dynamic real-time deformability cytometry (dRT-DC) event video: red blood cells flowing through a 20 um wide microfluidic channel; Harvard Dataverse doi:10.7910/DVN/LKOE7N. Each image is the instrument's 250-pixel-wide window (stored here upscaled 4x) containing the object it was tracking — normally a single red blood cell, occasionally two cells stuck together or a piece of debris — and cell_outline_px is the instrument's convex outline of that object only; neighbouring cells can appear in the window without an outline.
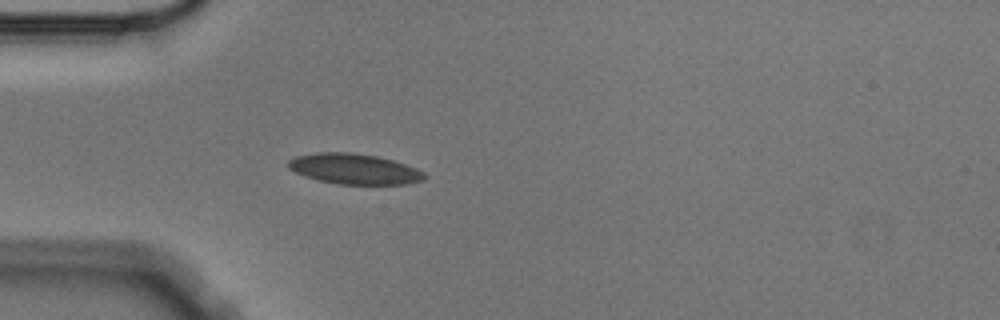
{"species": "Egyptian fruit bat (a non-hibernating species)", "species_latin": "Rousettus aegyptiacus", "temperature_condition": "cold", "stored_images_in_passage": 1, "camera_frame_rate_fps": 3000, "um_per_image_px": 0.085, "animal": {"sex": "male"}, "frame": {"image": 1, "passage_image": 1, "time_ms": 0.0, "image_size_px": [1000, 320], "cell_outline_px": [[428, 176], [424, 180], [408, 184], [336, 184], [320, 180], [296, 172], [288, 168], [284, 164], [288, 160], [296, 156], [316, 152], [352, 152], [376, 156], [392, 160], [416, 168], [424, 172]], "centroid_in_image_um": [30.11, 14.35], "position_along_channel_um": 54.9, "area_um2": 24.22}}